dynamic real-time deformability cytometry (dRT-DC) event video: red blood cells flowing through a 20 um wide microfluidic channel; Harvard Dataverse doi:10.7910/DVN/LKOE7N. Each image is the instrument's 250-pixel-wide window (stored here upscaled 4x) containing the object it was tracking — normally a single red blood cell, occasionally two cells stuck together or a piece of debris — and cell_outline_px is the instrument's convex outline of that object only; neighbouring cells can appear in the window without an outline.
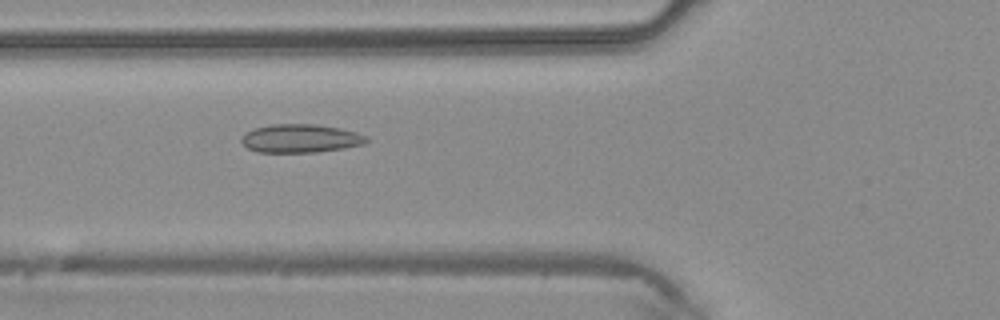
{"species": "common noctule bat (a hibernating species)", "species_latin": "Nyctalus noctula", "temperature_condition": "warm", "stored_images_in_passage": 36, "camera_frame_rate_fps": 3000, "um_per_image_px": 0.085, "animal": {"sex": "male", "body_mass_g": 20.4}, "frame": {"image": 1, "passage_image": 11, "time_ms": 3.333, "image_size_px": [1000, 320], "cell_outline_px": [[368, 140], [364, 144], [344, 148], [316, 152], [256, 152], [248, 148], [240, 140], [248, 132], [256, 128], [272, 124], [316, 124], [340, 128], [356, 132], [368, 136]], "centroid_in_image_um": [25.58, 11.77], "position_along_channel_um": 100.2, "area_um2": 20.58}}
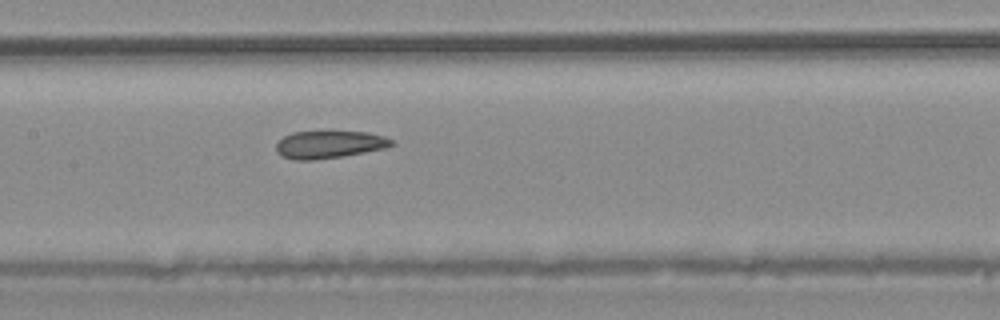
{"frame": {"image": 2, "passage_image": 16, "time_ms": 5.0, "image_size_px": [1000, 320], "cell_outline_px": [[396, 144], [384, 148], [344, 156], [312, 160], [292, 160], [280, 156], [276, 152], [276, 144], [284, 136], [292, 132], [368, 132], [384, 136], [392, 140]], "centroid_in_image_um": [27.96, 12.29], "position_along_channel_um": 179.4, "area_um2": 18.5}}
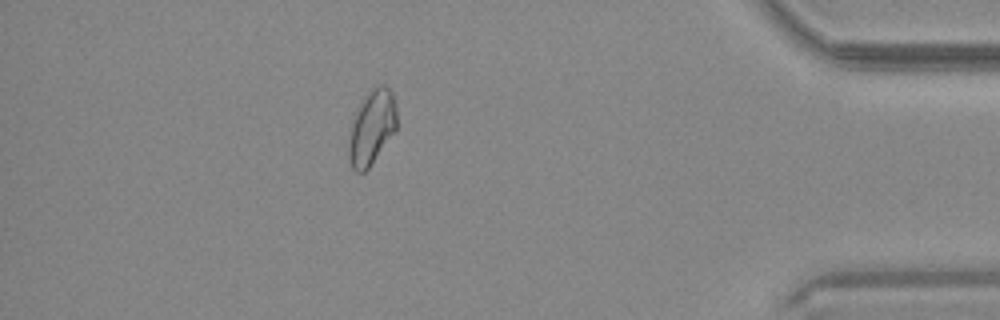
{"frame": {"image": 3, "passage_image": 33, "time_ms": 10.667, "image_size_px": [1000, 320], "cell_outline_px": [[396, 128], [368, 168], [364, 172], [356, 172], [352, 168], [348, 160], [348, 144], [352, 124], [356, 112], [364, 96], [376, 84], [384, 84], [392, 92], [396, 104]], "centroid_in_image_um": [31.59, 10.8], "position_along_channel_um": 403.6, "area_um2": 20.58}}